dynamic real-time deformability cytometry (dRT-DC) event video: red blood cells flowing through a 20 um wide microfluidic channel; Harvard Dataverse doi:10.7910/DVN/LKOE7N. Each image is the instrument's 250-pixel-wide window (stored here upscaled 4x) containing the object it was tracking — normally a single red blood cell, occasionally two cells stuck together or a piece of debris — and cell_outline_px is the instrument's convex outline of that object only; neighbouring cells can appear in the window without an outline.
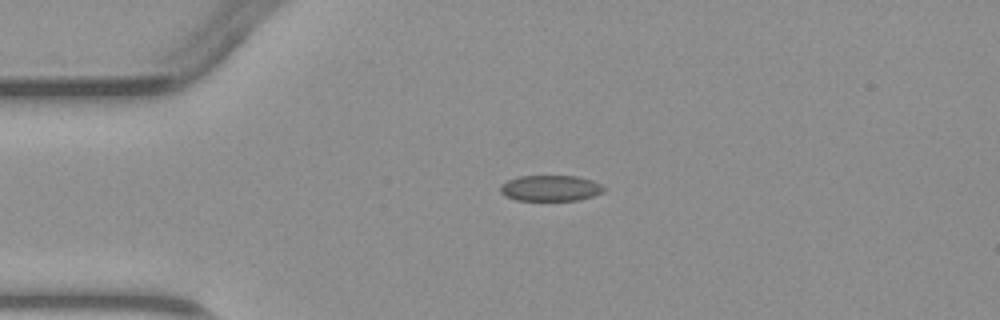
{"species": "common noctule bat (a hibernating species)", "species_latin": "Nyctalus noctula", "temperature_condition": "warm", "stored_images_in_passage": 4, "camera_frame_rate_fps": 3000, "um_per_image_px": 0.085, "animal": {"sex": "male", "body_mass_g": 23.1, "forearm_length_mm": 52.7}, "frame": {"image": 1, "passage_image": 2, "time_ms": 2.0, "image_size_px": [1000, 320], "cell_outline_px": [[608, 188], [604, 192], [580, 200], [516, 200], [504, 196], [500, 192], [500, 184], [508, 180], [520, 176], [576, 176], [592, 180]], "centroid_in_image_um": [46.8, 15.99], "position_along_channel_um": 38.2, "area_um2": 15.72}}
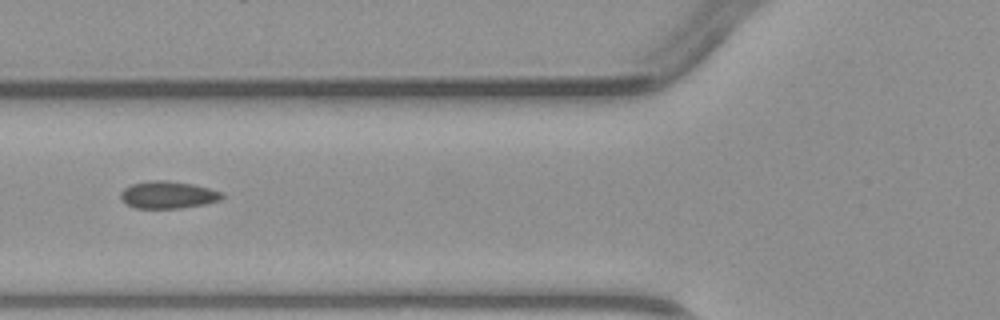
{"frame": {"image": 2, "passage_image": 4, "time_ms": 4.333, "image_size_px": [1000, 320], "cell_outline_px": [[224, 196], [220, 200], [204, 204], [180, 208], [136, 208], [124, 204], [120, 196], [120, 192], [124, 188], [132, 184], [148, 180], [168, 180], [192, 184], [224, 192]], "centroid_in_image_um": [14.26, 16.56], "position_along_channel_um": 111.5, "area_um2": 16.24}}